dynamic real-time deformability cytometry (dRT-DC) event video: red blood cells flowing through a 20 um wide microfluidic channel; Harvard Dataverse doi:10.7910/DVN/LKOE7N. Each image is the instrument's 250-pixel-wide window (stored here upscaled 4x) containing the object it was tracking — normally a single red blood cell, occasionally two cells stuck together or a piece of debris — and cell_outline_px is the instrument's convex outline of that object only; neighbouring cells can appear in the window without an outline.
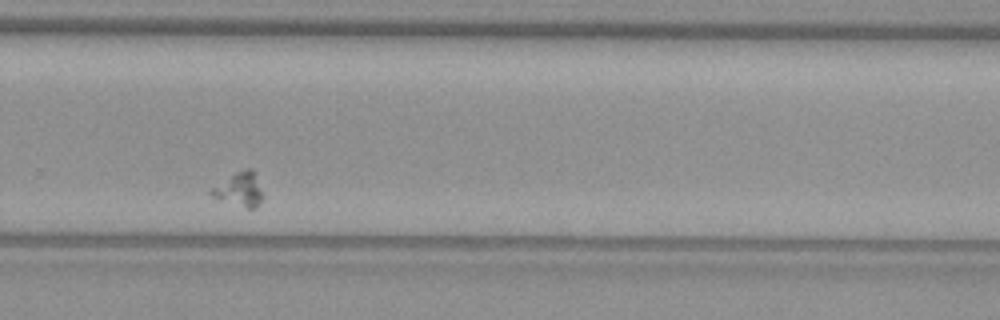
{"species": "common noctule bat (a hibernating species)", "species_latin": "Nyctalus noctula", "temperature_condition": "warm", "stored_images_in_passage": 47, "segment_of_instrument_passage": [2, 2], "camera_frame_rate_fps": 3000, "um_per_image_px": 0.085, "animal": {"sex": "female", "body_mass_g": 29.2, "forearm_length_mm": 56.3}, "frame": {"image": 1, "passage_image": 34, "time_ms": 11.0, "image_size_px": [1000, 320], "cell_outline_px": [[264, 196], [256, 208], [248, 208], [220, 200], [212, 196], [208, 192], [212, 188], [236, 172], [244, 168], [252, 168]], "centroid_in_image_um": [20.37, 16.1], "position_along_channel_um": 309.4, "area_um2": 10.0}}